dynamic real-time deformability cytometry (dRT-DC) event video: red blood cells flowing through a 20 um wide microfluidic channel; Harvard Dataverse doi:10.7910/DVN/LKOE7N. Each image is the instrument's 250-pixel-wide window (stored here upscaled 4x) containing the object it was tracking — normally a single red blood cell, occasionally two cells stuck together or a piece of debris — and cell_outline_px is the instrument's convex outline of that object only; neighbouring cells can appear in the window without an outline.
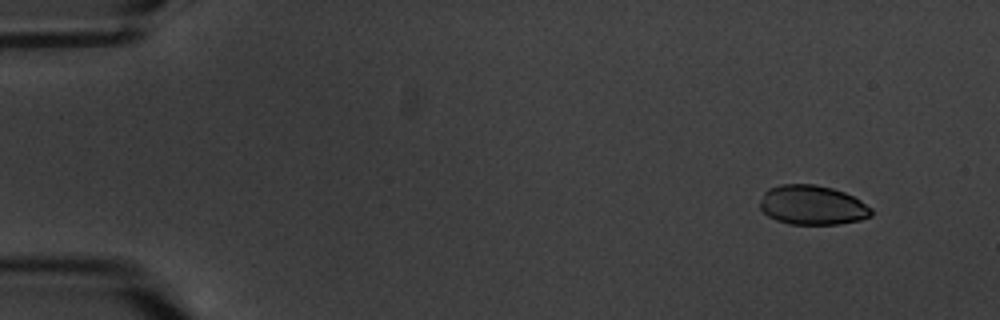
{"species": "common noctule bat (a hibernating species)", "species_latin": "Nyctalus noctula", "temperature_condition": "warm", "stored_images_in_passage": 3, "camera_frame_rate_fps": 3000, "um_per_image_px": 0.085, "animal": {"sex": "male", "body_mass_g": 20.1, "forearm_length_mm": 53.5}, "frame": {"image": 1, "passage_image": 1, "time_ms": 0.0, "image_size_px": [1000, 320], "cell_outline_px": [[872, 216], [860, 220], [840, 224], [788, 224], [776, 220], [768, 216], [760, 208], [760, 200], [764, 192], [768, 188], [780, 184], [816, 184], [832, 188], [844, 192], [860, 200], [872, 208]], "centroid_in_image_um": [69.04, 17.43], "position_along_channel_um": 16.0, "area_um2": 25.78}}